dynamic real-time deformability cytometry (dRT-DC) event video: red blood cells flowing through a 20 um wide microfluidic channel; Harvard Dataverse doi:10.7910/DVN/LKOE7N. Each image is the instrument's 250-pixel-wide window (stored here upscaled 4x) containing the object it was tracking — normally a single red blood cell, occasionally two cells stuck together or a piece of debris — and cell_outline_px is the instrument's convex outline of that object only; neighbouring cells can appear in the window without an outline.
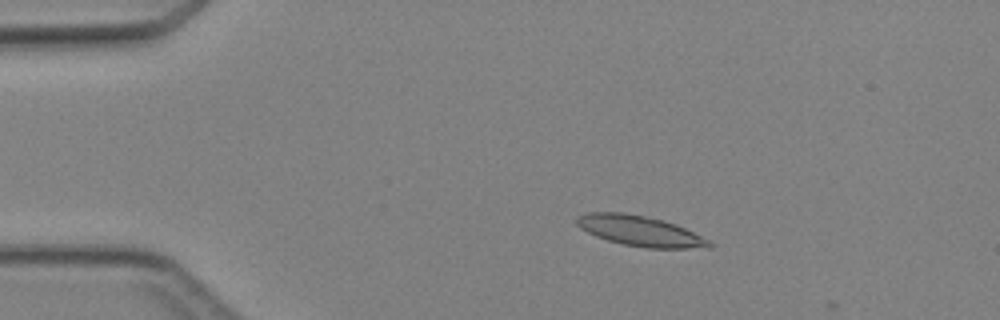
{"species": "Egyptian fruit bat (a non-hibernating species)", "species_latin": "Rousettus aegyptiacus", "temperature_condition": "cold", "stored_images_in_passage": 4, "camera_frame_rate_fps": 3000, "um_per_image_px": 0.085, "animal": {"sex": "female"}, "frame": {"image": 1, "passage_image": 3, "time_ms": 2.333, "image_size_px": [1000, 320], "cell_outline_px": [[716, 244], [712, 248], [644, 248], [624, 244], [608, 240], [596, 236], [580, 228], [576, 224], [576, 216], [584, 212], [624, 212], [664, 220], [676, 224]], "centroid_in_image_um": [54.39, 19.62], "position_along_channel_um": 30.6, "area_um2": 23.52}}